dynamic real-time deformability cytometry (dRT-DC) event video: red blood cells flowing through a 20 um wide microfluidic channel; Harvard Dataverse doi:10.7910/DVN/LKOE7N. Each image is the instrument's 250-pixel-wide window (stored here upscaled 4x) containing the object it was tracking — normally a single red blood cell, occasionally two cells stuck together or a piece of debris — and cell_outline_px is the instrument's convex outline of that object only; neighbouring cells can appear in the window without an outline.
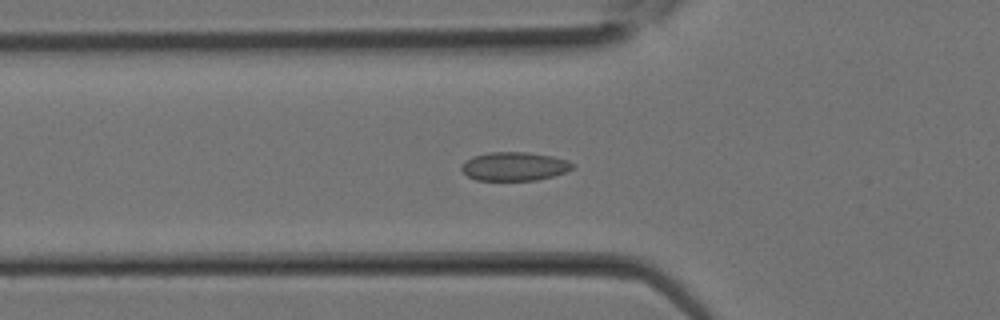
{"species": "Egyptian fruit bat (a non-hibernating species)", "species_latin": "Rousettus aegyptiacus", "temperature_condition": "room temperature", "stored_images_in_passage": 14, "camera_frame_rate_fps": 3000, "um_per_image_px": 0.085, "animal": {"sex": "female"}, "frame": {"image": 1, "passage_image": 10, "time_ms": 3.0, "image_size_px": [1000, 320], "cell_outline_px": [[576, 164], [572, 168], [564, 172], [552, 176], [536, 180], [476, 180], [468, 176], [460, 168], [472, 156], [488, 152], [528, 152], [552, 156], [568, 160]], "centroid_in_image_um": [43.74, 14.13], "position_along_channel_um": 82.1, "area_um2": 18.44}}
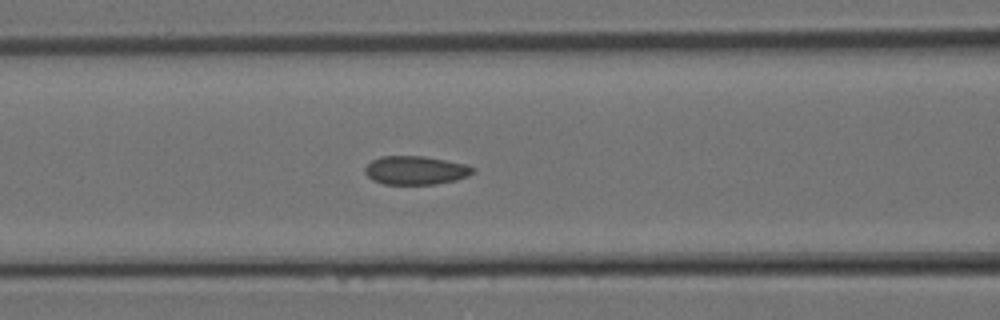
{"frame": {"image": 2, "passage_image": 12, "time_ms": 3.667, "image_size_px": [1000, 320], "cell_outline_px": [[476, 172], [468, 176], [456, 180], [436, 184], [384, 184], [372, 180], [364, 172], [364, 168], [372, 160], [380, 156], [424, 156], [464, 164], [476, 168]], "centroid_in_image_um": [35.33, 14.48], "position_along_channel_um": 131.3, "area_um2": 18.03}}
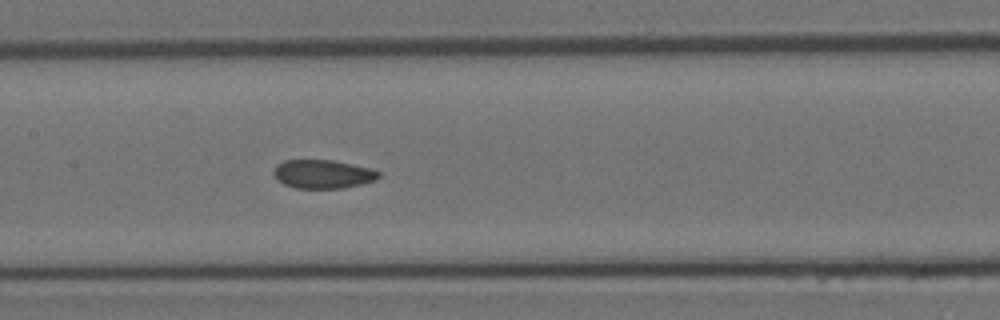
{"frame": {"image": 3, "passage_image": 14, "time_ms": 4.333, "image_size_px": [1000, 320], "cell_outline_px": [[380, 176], [376, 180], [360, 184], [340, 188], [296, 188], [284, 184], [276, 180], [272, 172], [276, 164], [284, 160], [332, 160], [352, 164], [368, 168], [380, 172]], "centroid_in_image_um": [27.39, 14.79], "position_along_channel_um": 180.0, "area_um2": 17.51}}